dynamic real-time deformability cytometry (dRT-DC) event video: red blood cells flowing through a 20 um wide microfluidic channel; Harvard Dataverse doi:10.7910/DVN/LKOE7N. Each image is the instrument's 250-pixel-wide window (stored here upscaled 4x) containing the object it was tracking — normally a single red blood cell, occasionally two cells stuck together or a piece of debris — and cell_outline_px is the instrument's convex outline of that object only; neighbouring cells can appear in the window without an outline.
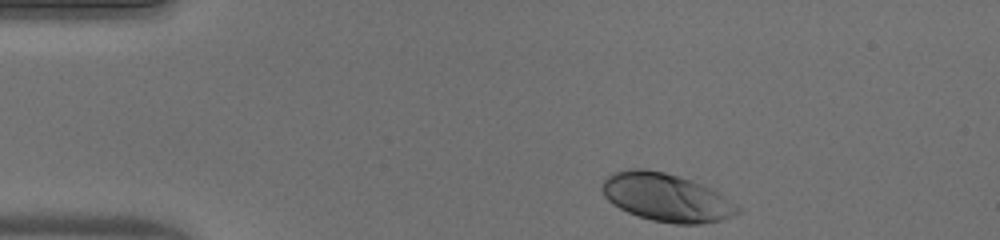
{"species": "human", "species_latin": "Homo sapiens", "temperature_condition": "warm", "stored_images_in_passage": 37, "camera_frame_rate_fps": 3000, "um_per_image_px": 0.085, "donor": {"sex": "male"}, "frame": {"image": 1, "passage_image": 1, "time_ms": 0.0, "image_size_px": [1000, 240], "cell_outline_px": [[740, 212], [732, 216], [720, 220], [700, 224], [676, 224], [652, 220], [628, 212], [612, 204], [604, 196], [600, 188], [600, 184], [604, 176], [628, 168], [644, 168], [664, 172], [692, 180], [712, 188], [724, 196], [740, 208]], "centroid_in_image_um": [56.59, 16.76], "position_along_channel_um": 28.4, "area_um2": 38.09}}
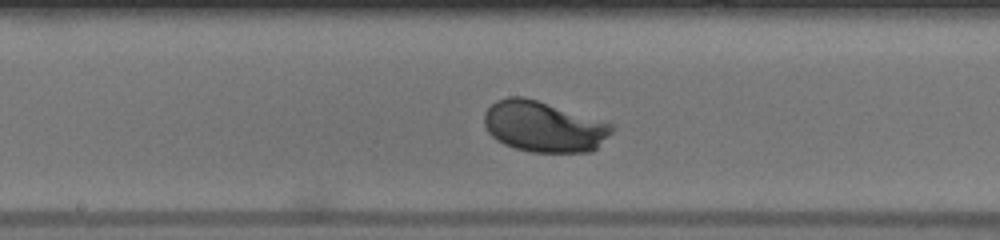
{"frame": {"image": 2, "passage_image": 19, "time_ms": 6.0, "image_size_px": [1000, 240], "cell_outline_px": [[616, 128], [592, 152], [532, 152], [516, 148], [504, 144], [496, 140], [488, 132], [484, 124], [484, 112], [496, 100], [508, 96], [524, 96], [612, 124]], "centroid_in_image_um": [46.18, 10.76], "position_along_channel_um": 202.0, "area_um2": 37.57}}
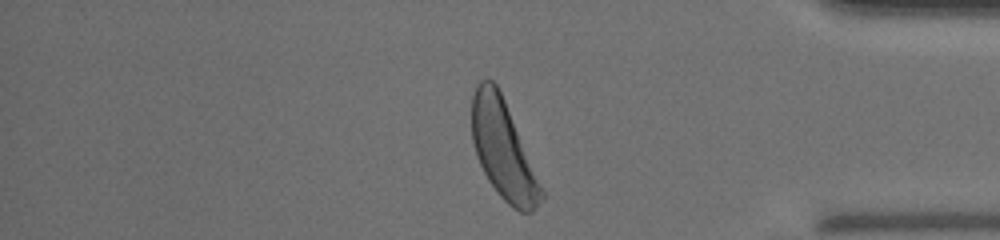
{"frame": {"image": 3, "passage_image": 35, "time_ms": 11.333, "image_size_px": [1000, 240], "cell_outline_px": [[544, 196], [532, 212], [520, 212], [512, 208], [500, 196], [488, 180], [476, 156], [472, 140], [472, 96], [476, 84], [480, 80], [492, 80], [496, 84], [504, 100], [544, 192]], "centroid_in_image_um": [42.74, 12.74], "position_along_channel_um": 392.5, "area_um2": 39.07}, "authors_computed_cell_mechanics": {"area_um2": 36.8764, "velocity_mm_per_s": 4.0056, "shape_relaxation_time_tau1_ms": 1.591, "shape_relaxation_time_tau2_ms": 4.2723, "deformation_change_tau1": 0.1424, "deformation_change_tau2": 0.1084}}